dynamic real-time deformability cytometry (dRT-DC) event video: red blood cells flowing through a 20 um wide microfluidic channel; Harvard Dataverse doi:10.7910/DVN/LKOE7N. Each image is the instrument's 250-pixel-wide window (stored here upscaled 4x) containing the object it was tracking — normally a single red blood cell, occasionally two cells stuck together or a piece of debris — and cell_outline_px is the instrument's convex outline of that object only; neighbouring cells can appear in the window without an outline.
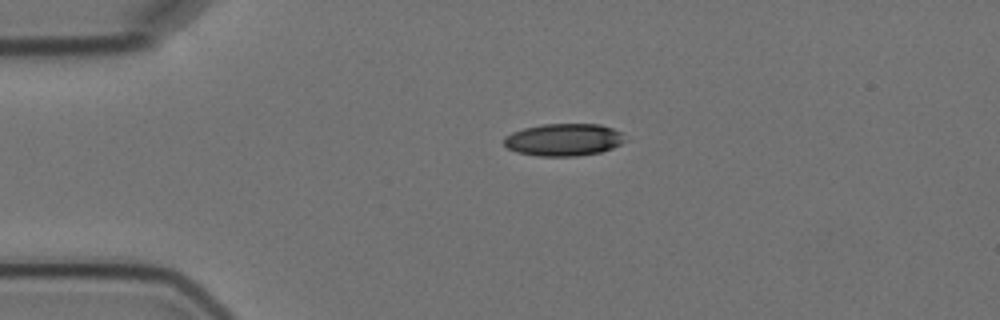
{"species": "Egyptian fruit bat (a non-hibernating species)", "species_latin": "Rousettus aegyptiacus", "temperature_condition": "cold", "stored_images_in_passage": 2, "camera_frame_rate_fps": 3000, "um_per_image_px": 0.085, "animal": {"sex": "female"}, "frame": {"image": 1, "passage_image": 1, "time_ms": 0.0, "image_size_px": [1000, 320], "cell_outline_px": [[624, 140], [620, 144], [612, 148], [600, 152], [576, 156], [536, 156], [516, 152], [508, 148], [504, 144], [504, 136], [512, 132], [524, 128], [544, 124], [600, 124], [612, 128], [620, 132]], "centroid_in_image_um": [47.87, 11.88], "position_along_channel_um": 37.1, "area_um2": 22.72}}